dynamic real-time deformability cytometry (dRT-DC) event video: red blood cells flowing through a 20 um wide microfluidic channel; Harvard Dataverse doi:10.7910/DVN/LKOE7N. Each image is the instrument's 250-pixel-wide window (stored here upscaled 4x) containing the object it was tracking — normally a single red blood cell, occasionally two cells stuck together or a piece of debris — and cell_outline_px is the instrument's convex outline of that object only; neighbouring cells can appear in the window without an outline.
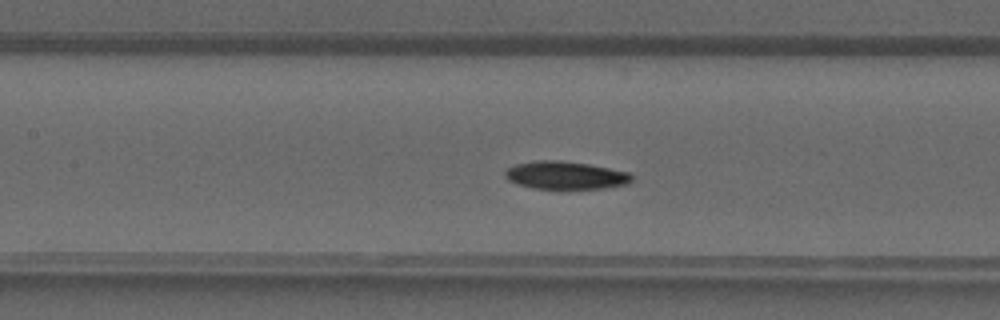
{"species": "common noctule bat (a hibernating species)", "species_latin": "Nyctalus noctula", "temperature_condition": "warm", "stored_images_in_passage": 39, "camera_frame_rate_fps": 3000, "um_per_image_px": 0.085, "animal": {"sex": "male", "forearm_length_mm": 52.5}, "frame": {"image": 1, "passage_image": 16, "time_ms": 5.0, "image_size_px": [1000, 320], "cell_outline_px": [[632, 180], [628, 184], [604, 188], [536, 188], [516, 184], [508, 180], [504, 176], [504, 172], [508, 168], [516, 164], [540, 160], [556, 160], [588, 164], [628, 172], [632, 176]], "centroid_in_image_um": [48.05, 14.9], "position_along_channel_um": 159.4, "area_um2": 20.29}}
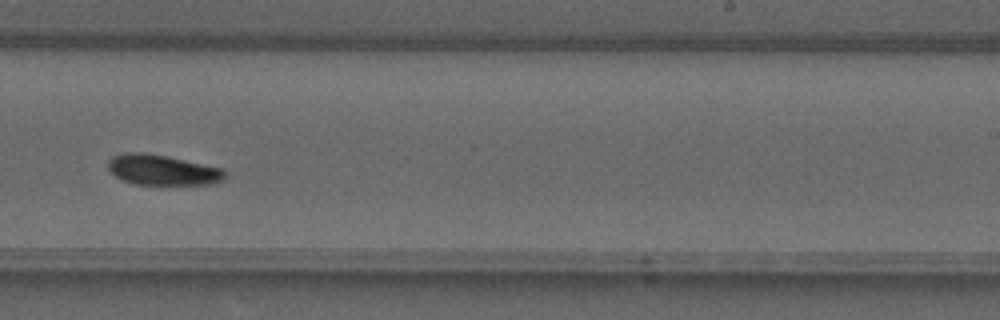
{"frame": {"image": 2, "passage_image": 23, "time_ms": 7.333, "image_size_px": [1000, 320], "cell_outline_px": [[228, 176], [224, 180], [212, 184], [132, 184], [120, 180], [108, 168], [108, 160], [112, 156], [124, 152], [144, 152], [168, 156], [224, 168]], "centroid_in_image_um": [13.83, 14.44], "position_along_channel_um": 275.2, "area_um2": 21.04}}
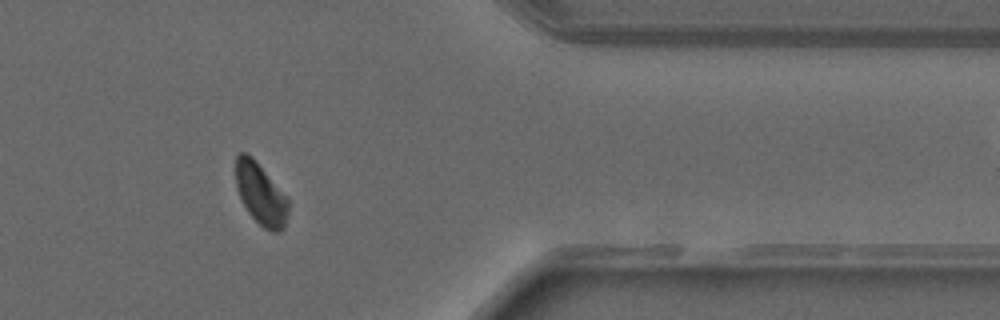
{"frame": {"image": 3, "passage_image": 31, "time_ms": 10.0, "image_size_px": [1000, 320], "cell_outline_px": [[288, 212], [284, 228], [280, 232], [272, 232], [264, 228], [248, 212], [236, 188], [236, 156], [240, 152], [244, 152], [252, 156], [288, 196]], "centroid_in_image_um": [22.18, 16.48], "position_along_channel_um": 389.2, "area_um2": 18.96}}